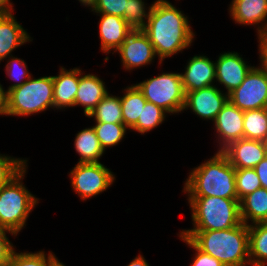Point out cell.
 <instances>
[{
	"label": "cell",
	"mask_w": 267,
	"mask_h": 266,
	"mask_svg": "<svg viewBox=\"0 0 267 266\" xmlns=\"http://www.w3.org/2000/svg\"><path fill=\"white\" fill-rule=\"evenodd\" d=\"M142 30L148 35L160 65L165 58L189 48L195 36L188 16L168 0L153 2Z\"/></svg>",
	"instance_id": "6da1fadb"
},
{
	"label": "cell",
	"mask_w": 267,
	"mask_h": 266,
	"mask_svg": "<svg viewBox=\"0 0 267 266\" xmlns=\"http://www.w3.org/2000/svg\"><path fill=\"white\" fill-rule=\"evenodd\" d=\"M199 250L224 266H249V232L243 222L233 228L209 231H180Z\"/></svg>",
	"instance_id": "7a4b0ae2"
},
{
	"label": "cell",
	"mask_w": 267,
	"mask_h": 266,
	"mask_svg": "<svg viewBox=\"0 0 267 266\" xmlns=\"http://www.w3.org/2000/svg\"><path fill=\"white\" fill-rule=\"evenodd\" d=\"M182 192L188 197L238 199L235 168L221 151H217L213 157L191 170Z\"/></svg>",
	"instance_id": "3957f363"
},
{
	"label": "cell",
	"mask_w": 267,
	"mask_h": 266,
	"mask_svg": "<svg viewBox=\"0 0 267 266\" xmlns=\"http://www.w3.org/2000/svg\"><path fill=\"white\" fill-rule=\"evenodd\" d=\"M193 228L182 231L225 230L242 223L238 199L188 197Z\"/></svg>",
	"instance_id": "277c9868"
},
{
	"label": "cell",
	"mask_w": 267,
	"mask_h": 266,
	"mask_svg": "<svg viewBox=\"0 0 267 266\" xmlns=\"http://www.w3.org/2000/svg\"><path fill=\"white\" fill-rule=\"evenodd\" d=\"M26 169L27 166L0 190V228L16 236L40 201L23 185Z\"/></svg>",
	"instance_id": "5b68a950"
},
{
	"label": "cell",
	"mask_w": 267,
	"mask_h": 266,
	"mask_svg": "<svg viewBox=\"0 0 267 266\" xmlns=\"http://www.w3.org/2000/svg\"><path fill=\"white\" fill-rule=\"evenodd\" d=\"M54 109L53 76L32 78L7 93L8 116H29Z\"/></svg>",
	"instance_id": "8992f818"
},
{
	"label": "cell",
	"mask_w": 267,
	"mask_h": 266,
	"mask_svg": "<svg viewBox=\"0 0 267 266\" xmlns=\"http://www.w3.org/2000/svg\"><path fill=\"white\" fill-rule=\"evenodd\" d=\"M135 85L148 102L161 107L168 114H177L183 111L186 93L181 73L163 72Z\"/></svg>",
	"instance_id": "52a82bcc"
},
{
	"label": "cell",
	"mask_w": 267,
	"mask_h": 266,
	"mask_svg": "<svg viewBox=\"0 0 267 266\" xmlns=\"http://www.w3.org/2000/svg\"><path fill=\"white\" fill-rule=\"evenodd\" d=\"M72 189L86 201L106 191L115 181V175L101 162L77 163L70 174Z\"/></svg>",
	"instance_id": "ba28073f"
},
{
	"label": "cell",
	"mask_w": 267,
	"mask_h": 266,
	"mask_svg": "<svg viewBox=\"0 0 267 266\" xmlns=\"http://www.w3.org/2000/svg\"><path fill=\"white\" fill-rule=\"evenodd\" d=\"M229 100L241 111L267 108V71L254 66Z\"/></svg>",
	"instance_id": "9c48e42d"
},
{
	"label": "cell",
	"mask_w": 267,
	"mask_h": 266,
	"mask_svg": "<svg viewBox=\"0 0 267 266\" xmlns=\"http://www.w3.org/2000/svg\"><path fill=\"white\" fill-rule=\"evenodd\" d=\"M116 51L126 71L148 65L156 58L154 47L142 29L132 30Z\"/></svg>",
	"instance_id": "30bf717a"
},
{
	"label": "cell",
	"mask_w": 267,
	"mask_h": 266,
	"mask_svg": "<svg viewBox=\"0 0 267 266\" xmlns=\"http://www.w3.org/2000/svg\"><path fill=\"white\" fill-rule=\"evenodd\" d=\"M229 100V95L221 91L216 85L186 92L184 110H192L195 115L206 120L215 117Z\"/></svg>",
	"instance_id": "8fae6325"
},
{
	"label": "cell",
	"mask_w": 267,
	"mask_h": 266,
	"mask_svg": "<svg viewBox=\"0 0 267 266\" xmlns=\"http://www.w3.org/2000/svg\"><path fill=\"white\" fill-rule=\"evenodd\" d=\"M253 67L235 51L220 53L215 61L216 82L223 85L229 95L241 85Z\"/></svg>",
	"instance_id": "7c38bea8"
},
{
	"label": "cell",
	"mask_w": 267,
	"mask_h": 266,
	"mask_svg": "<svg viewBox=\"0 0 267 266\" xmlns=\"http://www.w3.org/2000/svg\"><path fill=\"white\" fill-rule=\"evenodd\" d=\"M244 111L237 108L230 100L215 117L214 128L218 135L219 150L230 143L244 138Z\"/></svg>",
	"instance_id": "4fadbf2b"
},
{
	"label": "cell",
	"mask_w": 267,
	"mask_h": 266,
	"mask_svg": "<svg viewBox=\"0 0 267 266\" xmlns=\"http://www.w3.org/2000/svg\"><path fill=\"white\" fill-rule=\"evenodd\" d=\"M235 169L254 168L267 155V142L242 138L221 151Z\"/></svg>",
	"instance_id": "5bb4252c"
},
{
	"label": "cell",
	"mask_w": 267,
	"mask_h": 266,
	"mask_svg": "<svg viewBox=\"0 0 267 266\" xmlns=\"http://www.w3.org/2000/svg\"><path fill=\"white\" fill-rule=\"evenodd\" d=\"M181 78L185 93L212 86L216 79L215 62L204 55L193 56Z\"/></svg>",
	"instance_id": "9a60e30c"
},
{
	"label": "cell",
	"mask_w": 267,
	"mask_h": 266,
	"mask_svg": "<svg viewBox=\"0 0 267 266\" xmlns=\"http://www.w3.org/2000/svg\"><path fill=\"white\" fill-rule=\"evenodd\" d=\"M228 10L235 23L258 25V34L267 31V0H232Z\"/></svg>",
	"instance_id": "2e32d148"
},
{
	"label": "cell",
	"mask_w": 267,
	"mask_h": 266,
	"mask_svg": "<svg viewBox=\"0 0 267 266\" xmlns=\"http://www.w3.org/2000/svg\"><path fill=\"white\" fill-rule=\"evenodd\" d=\"M100 16L99 37L101 39V50L103 53H116V50L125 41L128 34L133 30L127 22L118 16L108 14H97Z\"/></svg>",
	"instance_id": "e0dca14e"
},
{
	"label": "cell",
	"mask_w": 267,
	"mask_h": 266,
	"mask_svg": "<svg viewBox=\"0 0 267 266\" xmlns=\"http://www.w3.org/2000/svg\"><path fill=\"white\" fill-rule=\"evenodd\" d=\"M79 69V85L75 96L74 107L83 106L85 116L97 106L108 94L105 83L97 75L85 74Z\"/></svg>",
	"instance_id": "ac0fdd59"
},
{
	"label": "cell",
	"mask_w": 267,
	"mask_h": 266,
	"mask_svg": "<svg viewBox=\"0 0 267 266\" xmlns=\"http://www.w3.org/2000/svg\"><path fill=\"white\" fill-rule=\"evenodd\" d=\"M32 40L13 13L0 15V62L12 56L15 49Z\"/></svg>",
	"instance_id": "d6986e66"
},
{
	"label": "cell",
	"mask_w": 267,
	"mask_h": 266,
	"mask_svg": "<svg viewBox=\"0 0 267 266\" xmlns=\"http://www.w3.org/2000/svg\"><path fill=\"white\" fill-rule=\"evenodd\" d=\"M78 85L79 68L67 70L61 67L59 74L53 76V104L56 110L74 107Z\"/></svg>",
	"instance_id": "ffe728a7"
},
{
	"label": "cell",
	"mask_w": 267,
	"mask_h": 266,
	"mask_svg": "<svg viewBox=\"0 0 267 266\" xmlns=\"http://www.w3.org/2000/svg\"><path fill=\"white\" fill-rule=\"evenodd\" d=\"M241 221L250 225L267 222V189L259 188L239 201Z\"/></svg>",
	"instance_id": "44dd1931"
},
{
	"label": "cell",
	"mask_w": 267,
	"mask_h": 266,
	"mask_svg": "<svg viewBox=\"0 0 267 266\" xmlns=\"http://www.w3.org/2000/svg\"><path fill=\"white\" fill-rule=\"evenodd\" d=\"M74 147L80 156L78 163H98L104 153L93 126L77 133Z\"/></svg>",
	"instance_id": "7402d4cb"
},
{
	"label": "cell",
	"mask_w": 267,
	"mask_h": 266,
	"mask_svg": "<svg viewBox=\"0 0 267 266\" xmlns=\"http://www.w3.org/2000/svg\"><path fill=\"white\" fill-rule=\"evenodd\" d=\"M124 91V95L120 97L122 118L123 124L130 130L141 117L142 108L147 100L135 84L127 86Z\"/></svg>",
	"instance_id": "603a6c76"
},
{
	"label": "cell",
	"mask_w": 267,
	"mask_h": 266,
	"mask_svg": "<svg viewBox=\"0 0 267 266\" xmlns=\"http://www.w3.org/2000/svg\"><path fill=\"white\" fill-rule=\"evenodd\" d=\"M249 262L251 266L267 264V222L248 226Z\"/></svg>",
	"instance_id": "cb8c5ba5"
},
{
	"label": "cell",
	"mask_w": 267,
	"mask_h": 266,
	"mask_svg": "<svg viewBox=\"0 0 267 266\" xmlns=\"http://www.w3.org/2000/svg\"><path fill=\"white\" fill-rule=\"evenodd\" d=\"M87 117H93L95 122L123 123L120 97L108 92Z\"/></svg>",
	"instance_id": "d4e9b609"
},
{
	"label": "cell",
	"mask_w": 267,
	"mask_h": 266,
	"mask_svg": "<svg viewBox=\"0 0 267 266\" xmlns=\"http://www.w3.org/2000/svg\"><path fill=\"white\" fill-rule=\"evenodd\" d=\"M244 138L267 142V108L244 111Z\"/></svg>",
	"instance_id": "484cf974"
},
{
	"label": "cell",
	"mask_w": 267,
	"mask_h": 266,
	"mask_svg": "<svg viewBox=\"0 0 267 266\" xmlns=\"http://www.w3.org/2000/svg\"><path fill=\"white\" fill-rule=\"evenodd\" d=\"M167 114L161 107L146 101L144 108H142L141 117L130 130L143 135L161 125L165 121Z\"/></svg>",
	"instance_id": "4316f807"
},
{
	"label": "cell",
	"mask_w": 267,
	"mask_h": 266,
	"mask_svg": "<svg viewBox=\"0 0 267 266\" xmlns=\"http://www.w3.org/2000/svg\"><path fill=\"white\" fill-rule=\"evenodd\" d=\"M95 124L93 128L104 152L106 148L116 146L120 143L126 131L129 130L123 123L96 122Z\"/></svg>",
	"instance_id": "83f0119b"
},
{
	"label": "cell",
	"mask_w": 267,
	"mask_h": 266,
	"mask_svg": "<svg viewBox=\"0 0 267 266\" xmlns=\"http://www.w3.org/2000/svg\"><path fill=\"white\" fill-rule=\"evenodd\" d=\"M58 261L52 251H49L46 257L44 251L17 253L14 249L7 266H54Z\"/></svg>",
	"instance_id": "f1b7e54d"
},
{
	"label": "cell",
	"mask_w": 267,
	"mask_h": 266,
	"mask_svg": "<svg viewBox=\"0 0 267 266\" xmlns=\"http://www.w3.org/2000/svg\"><path fill=\"white\" fill-rule=\"evenodd\" d=\"M146 5L144 0H127V9L124 11L123 19L133 30L145 27L153 3L150 4L149 9Z\"/></svg>",
	"instance_id": "f546056e"
},
{
	"label": "cell",
	"mask_w": 267,
	"mask_h": 266,
	"mask_svg": "<svg viewBox=\"0 0 267 266\" xmlns=\"http://www.w3.org/2000/svg\"><path fill=\"white\" fill-rule=\"evenodd\" d=\"M238 200L261 188V182L254 168L235 169Z\"/></svg>",
	"instance_id": "4dcf8cb0"
},
{
	"label": "cell",
	"mask_w": 267,
	"mask_h": 266,
	"mask_svg": "<svg viewBox=\"0 0 267 266\" xmlns=\"http://www.w3.org/2000/svg\"><path fill=\"white\" fill-rule=\"evenodd\" d=\"M27 161L0 154V190L27 166Z\"/></svg>",
	"instance_id": "1f68e13d"
},
{
	"label": "cell",
	"mask_w": 267,
	"mask_h": 266,
	"mask_svg": "<svg viewBox=\"0 0 267 266\" xmlns=\"http://www.w3.org/2000/svg\"><path fill=\"white\" fill-rule=\"evenodd\" d=\"M7 76L10 79L17 81L14 84H11L6 92L8 93L11 89L21 86L26 82L32 74H29L26 62L20 58L13 56L8 57V61L5 67Z\"/></svg>",
	"instance_id": "d6a6232c"
},
{
	"label": "cell",
	"mask_w": 267,
	"mask_h": 266,
	"mask_svg": "<svg viewBox=\"0 0 267 266\" xmlns=\"http://www.w3.org/2000/svg\"><path fill=\"white\" fill-rule=\"evenodd\" d=\"M127 9V0H97L91 11L123 18Z\"/></svg>",
	"instance_id": "836d02e7"
},
{
	"label": "cell",
	"mask_w": 267,
	"mask_h": 266,
	"mask_svg": "<svg viewBox=\"0 0 267 266\" xmlns=\"http://www.w3.org/2000/svg\"><path fill=\"white\" fill-rule=\"evenodd\" d=\"M179 237L189 246V248H193V250L196 251L191 266H224L218 259L199 250L187 237L180 234Z\"/></svg>",
	"instance_id": "e575fe53"
},
{
	"label": "cell",
	"mask_w": 267,
	"mask_h": 266,
	"mask_svg": "<svg viewBox=\"0 0 267 266\" xmlns=\"http://www.w3.org/2000/svg\"><path fill=\"white\" fill-rule=\"evenodd\" d=\"M10 233L12 236H16L13 232L0 228V266H7L9 258L15 247L6 236Z\"/></svg>",
	"instance_id": "d590c367"
},
{
	"label": "cell",
	"mask_w": 267,
	"mask_h": 266,
	"mask_svg": "<svg viewBox=\"0 0 267 266\" xmlns=\"http://www.w3.org/2000/svg\"><path fill=\"white\" fill-rule=\"evenodd\" d=\"M258 36V50H259V59L261 62L260 67L267 71V31L260 33Z\"/></svg>",
	"instance_id": "8d00e7d4"
},
{
	"label": "cell",
	"mask_w": 267,
	"mask_h": 266,
	"mask_svg": "<svg viewBox=\"0 0 267 266\" xmlns=\"http://www.w3.org/2000/svg\"><path fill=\"white\" fill-rule=\"evenodd\" d=\"M254 170L260 179L261 187L267 189V155L254 167Z\"/></svg>",
	"instance_id": "74e56055"
},
{
	"label": "cell",
	"mask_w": 267,
	"mask_h": 266,
	"mask_svg": "<svg viewBox=\"0 0 267 266\" xmlns=\"http://www.w3.org/2000/svg\"><path fill=\"white\" fill-rule=\"evenodd\" d=\"M0 115L8 116L7 112V92L0 84Z\"/></svg>",
	"instance_id": "f35d334b"
},
{
	"label": "cell",
	"mask_w": 267,
	"mask_h": 266,
	"mask_svg": "<svg viewBox=\"0 0 267 266\" xmlns=\"http://www.w3.org/2000/svg\"><path fill=\"white\" fill-rule=\"evenodd\" d=\"M10 0H0V15L12 14L14 11V6Z\"/></svg>",
	"instance_id": "ab89813d"
},
{
	"label": "cell",
	"mask_w": 267,
	"mask_h": 266,
	"mask_svg": "<svg viewBox=\"0 0 267 266\" xmlns=\"http://www.w3.org/2000/svg\"><path fill=\"white\" fill-rule=\"evenodd\" d=\"M127 266H150L147 260L139 254Z\"/></svg>",
	"instance_id": "60d3db41"
},
{
	"label": "cell",
	"mask_w": 267,
	"mask_h": 266,
	"mask_svg": "<svg viewBox=\"0 0 267 266\" xmlns=\"http://www.w3.org/2000/svg\"><path fill=\"white\" fill-rule=\"evenodd\" d=\"M83 6L90 7L91 10L93 6L96 4L97 0H78Z\"/></svg>",
	"instance_id": "b9f144b4"
},
{
	"label": "cell",
	"mask_w": 267,
	"mask_h": 266,
	"mask_svg": "<svg viewBox=\"0 0 267 266\" xmlns=\"http://www.w3.org/2000/svg\"><path fill=\"white\" fill-rule=\"evenodd\" d=\"M54 266H65L62 262L58 261Z\"/></svg>",
	"instance_id": "7bdbcfd3"
}]
</instances>
